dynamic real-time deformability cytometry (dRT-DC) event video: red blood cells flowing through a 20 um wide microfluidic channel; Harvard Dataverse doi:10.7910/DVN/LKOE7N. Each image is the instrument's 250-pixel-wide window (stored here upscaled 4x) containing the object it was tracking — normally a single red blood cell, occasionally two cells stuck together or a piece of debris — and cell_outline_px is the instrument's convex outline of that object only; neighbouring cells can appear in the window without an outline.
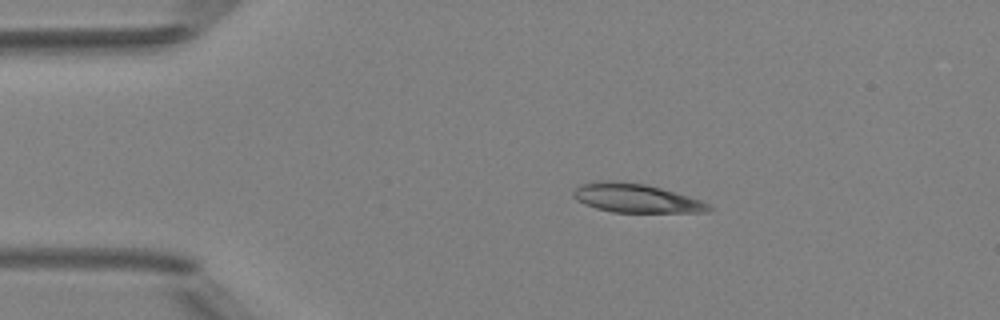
{"species": "Egyptian fruit bat (a non-hibernating species)", "species_latin": "Rousettus aegyptiacus", "temperature_condition": "room temperature", "stored_images_in_passage": 2, "camera_frame_rate_fps": 3000, "um_per_image_px": 0.085, "animal": {"sex": "female"}, "frame": {"image": 1, "passage_image": 1, "time_ms": 0.0, "image_size_px": [1000, 320], "cell_outline_px": [[716, 208], [708, 212], [612, 212], [596, 208], [584, 204], [576, 200], [572, 196], [572, 192], [580, 184], [600, 180], [612, 180], [644, 184], [660, 188], [688, 196], [700, 200]], "centroid_in_image_um": [54.03, 16.84], "position_along_channel_um": 31.0, "area_um2": 22.77}}